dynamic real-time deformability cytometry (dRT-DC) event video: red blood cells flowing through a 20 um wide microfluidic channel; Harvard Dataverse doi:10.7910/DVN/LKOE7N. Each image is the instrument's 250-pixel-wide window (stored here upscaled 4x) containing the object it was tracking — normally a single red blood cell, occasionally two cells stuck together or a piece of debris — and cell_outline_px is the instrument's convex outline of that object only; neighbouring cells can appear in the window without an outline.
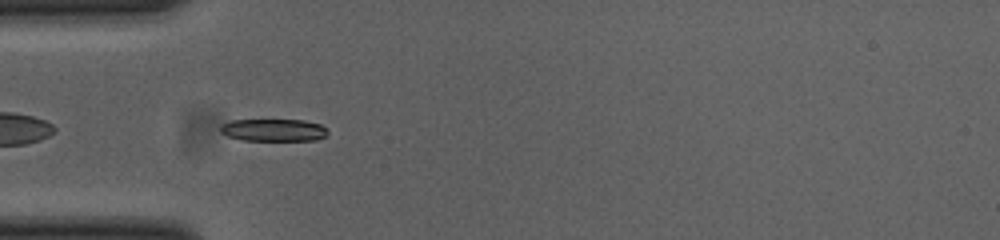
{"species": "common noctule bat (a hibernating species)", "species_latin": "Nyctalus noctula", "temperature_condition": "cold", "stored_images_in_passage": 40, "camera_frame_rate_fps": 3000, "um_per_image_px": 0.085, "animal": {"sex": "female", "body_mass_g": 23.0, "forearm_length_mm": 53.4}, "frame": {"image": 1, "passage_image": 3, "time_ms": 0.667, "image_size_px": [1000, 240], "cell_outline_px": [[328, 132], [324, 136], [316, 140], [240, 140], [228, 136], [220, 132], [220, 124], [228, 120], [304, 120], [320, 124]], "centroid_in_image_um": [23.19, 11.05], "position_along_channel_um": 61.8, "area_um2": 13.99}}
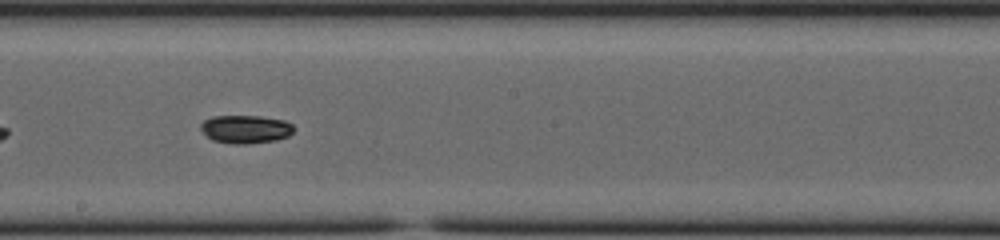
{"frame": {"image": 2, "passage_image": 16, "time_ms": 5.0, "image_size_px": [1000, 240], "cell_outline_px": [[296, 128], [288, 136], [276, 140], [248, 144], [232, 144], [212, 140], [200, 128], [200, 124], [204, 120], [212, 116], [260, 116], [284, 120], [292, 124]], "centroid_in_image_um": [20.89, 10.98], "position_along_channel_um": 227.3, "area_um2": 15.37}}
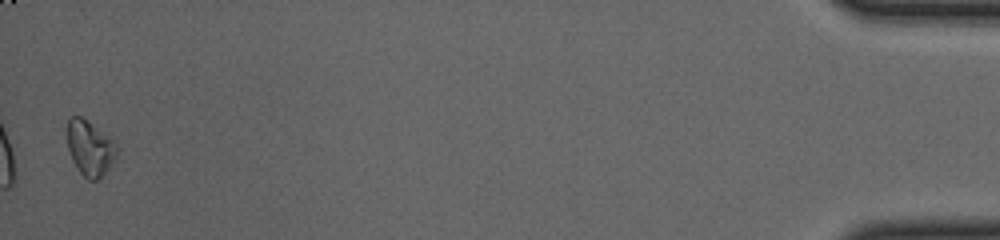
{"frame": {"image": 3, "passage_image": 39, "time_ms": 12.667, "image_size_px": [1000, 240], "cell_outline_px": [[120, 148], [116, 156], [108, 168], [96, 180], [88, 180], [80, 172], [72, 160], [68, 148], [64, 132], [68, 120], [72, 116], [80, 116], [88, 120], [112, 136]], "centroid_in_image_um": [7.64, 12.51], "position_along_channel_um": 427.6, "area_um2": 16.53}, "authors_computed_cell_mechanics": {"area_um2": 14.6234, "velocity_mm_per_s": 3.8588, "shape_relaxation_time_tau1_ms": 6.5673, "shape_relaxation_time_tau2_ms": null, "deformation_change_tau1": 0.1575, "deformation_change_tau2": null}}